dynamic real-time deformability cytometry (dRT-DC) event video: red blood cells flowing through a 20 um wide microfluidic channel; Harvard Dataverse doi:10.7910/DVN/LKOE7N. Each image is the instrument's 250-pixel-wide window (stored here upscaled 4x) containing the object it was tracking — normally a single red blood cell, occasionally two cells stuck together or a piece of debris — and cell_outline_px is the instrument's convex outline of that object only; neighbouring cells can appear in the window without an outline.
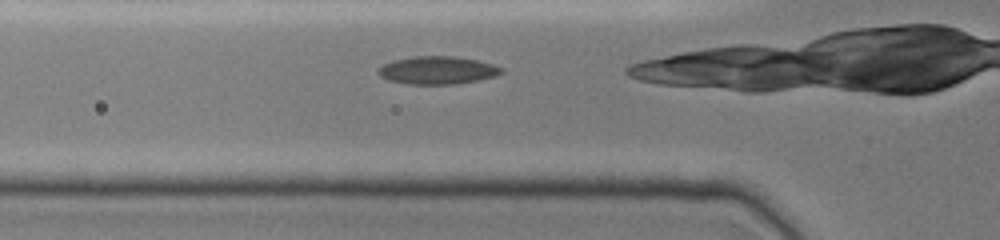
{"species": "common noctule bat (a hibernating species)", "species_latin": "Nyctalus noctula", "temperature_condition": "cold", "stored_images_in_passage": 5, "camera_frame_rate_fps": 3000, "um_per_image_px": 0.085, "animal": {"sex": "female", "body_mass_g": 19.0, "forearm_length_mm": 51.5}, "frame": {"image": 1, "passage_image": 2, "time_ms": 0.333, "image_size_px": [1000, 240], "cell_outline_px": [[504, 72], [496, 76], [456, 84], [408, 84], [388, 80], [380, 76], [376, 72], [376, 68], [392, 60], [412, 56], [452, 56], [476, 60], [492, 64], [504, 68]], "centroid_in_image_um": [37.15, 5.97], "position_along_channel_um": 88.7, "area_um2": 20.11}}
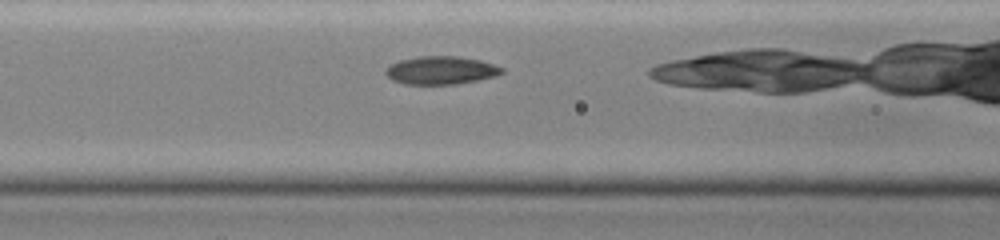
{"frame": {"image": 2, "passage_image": 4, "time_ms": 1.333, "image_size_px": [1000, 240], "cell_outline_px": [[504, 72], [496, 76], [456, 84], [404, 84], [392, 80], [384, 72], [384, 68], [400, 60], [420, 56], [460, 56], [480, 60], [504, 68]], "centroid_in_image_um": [37.47, 5.97], "position_along_channel_um": 129.1, "area_um2": 19.02}}